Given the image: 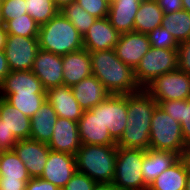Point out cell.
Masks as SVG:
<instances>
[{"mask_svg":"<svg viewBox=\"0 0 190 190\" xmlns=\"http://www.w3.org/2000/svg\"><path fill=\"white\" fill-rule=\"evenodd\" d=\"M158 103L145 90L127 94V123L117 147L149 149L150 124Z\"/></svg>","mask_w":190,"mask_h":190,"instance_id":"cell-1","label":"cell"},{"mask_svg":"<svg viewBox=\"0 0 190 190\" xmlns=\"http://www.w3.org/2000/svg\"><path fill=\"white\" fill-rule=\"evenodd\" d=\"M92 75H94L110 94L127 95L141 90L136 82L134 69L123 63L114 49L89 53Z\"/></svg>","mask_w":190,"mask_h":190,"instance_id":"cell-2","label":"cell"},{"mask_svg":"<svg viewBox=\"0 0 190 190\" xmlns=\"http://www.w3.org/2000/svg\"><path fill=\"white\" fill-rule=\"evenodd\" d=\"M39 48L56 55H66L84 48L83 37L60 12L39 26Z\"/></svg>","mask_w":190,"mask_h":190,"instance_id":"cell-3","label":"cell"},{"mask_svg":"<svg viewBox=\"0 0 190 190\" xmlns=\"http://www.w3.org/2000/svg\"><path fill=\"white\" fill-rule=\"evenodd\" d=\"M116 155V145L82 144L75 155L77 171L95 182H113Z\"/></svg>","mask_w":190,"mask_h":190,"instance_id":"cell-4","label":"cell"},{"mask_svg":"<svg viewBox=\"0 0 190 190\" xmlns=\"http://www.w3.org/2000/svg\"><path fill=\"white\" fill-rule=\"evenodd\" d=\"M186 147L181 124L157 105L151 118L149 149L182 156Z\"/></svg>","mask_w":190,"mask_h":190,"instance_id":"cell-5","label":"cell"},{"mask_svg":"<svg viewBox=\"0 0 190 190\" xmlns=\"http://www.w3.org/2000/svg\"><path fill=\"white\" fill-rule=\"evenodd\" d=\"M145 151L117 147L113 183L120 190H148L142 173Z\"/></svg>","mask_w":190,"mask_h":190,"instance_id":"cell-6","label":"cell"},{"mask_svg":"<svg viewBox=\"0 0 190 190\" xmlns=\"http://www.w3.org/2000/svg\"><path fill=\"white\" fill-rule=\"evenodd\" d=\"M30 118L0 97V152L11 151L19 140L29 139Z\"/></svg>","mask_w":190,"mask_h":190,"instance_id":"cell-7","label":"cell"},{"mask_svg":"<svg viewBox=\"0 0 190 190\" xmlns=\"http://www.w3.org/2000/svg\"><path fill=\"white\" fill-rule=\"evenodd\" d=\"M177 50L150 47L134 69L137 84L145 89L158 76L177 69Z\"/></svg>","mask_w":190,"mask_h":190,"instance_id":"cell-8","label":"cell"},{"mask_svg":"<svg viewBox=\"0 0 190 190\" xmlns=\"http://www.w3.org/2000/svg\"><path fill=\"white\" fill-rule=\"evenodd\" d=\"M145 90L159 103L190 99V75L178 69L158 76Z\"/></svg>","mask_w":190,"mask_h":190,"instance_id":"cell-9","label":"cell"},{"mask_svg":"<svg viewBox=\"0 0 190 190\" xmlns=\"http://www.w3.org/2000/svg\"><path fill=\"white\" fill-rule=\"evenodd\" d=\"M39 49L38 37L8 35L4 52L10 71L31 70Z\"/></svg>","mask_w":190,"mask_h":190,"instance_id":"cell-10","label":"cell"},{"mask_svg":"<svg viewBox=\"0 0 190 190\" xmlns=\"http://www.w3.org/2000/svg\"><path fill=\"white\" fill-rule=\"evenodd\" d=\"M99 119L117 143L127 123V95L111 94L99 104Z\"/></svg>","mask_w":190,"mask_h":190,"instance_id":"cell-11","label":"cell"},{"mask_svg":"<svg viewBox=\"0 0 190 190\" xmlns=\"http://www.w3.org/2000/svg\"><path fill=\"white\" fill-rule=\"evenodd\" d=\"M31 71L41 81L46 91L63 85V63L61 55L39 49Z\"/></svg>","mask_w":190,"mask_h":190,"instance_id":"cell-12","label":"cell"},{"mask_svg":"<svg viewBox=\"0 0 190 190\" xmlns=\"http://www.w3.org/2000/svg\"><path fill=\"white\" fill-rule=\"evenodd\" d=\"M13 150L25 164L30 177L40 178L51 150L48 145L31 138L22 139L17 142Z\"/></svg>","mask_w":190,"mask_h":190,"instance_id":"cell-13","label":"cell"},{"mask_svg":"<svg viewBox=\"0 0 190 190\" xmlns=\"http://www.w3.org/2000/svg\"><path fill=\"white\" fill-rule=\"evenodd\" d=\"M76 171V158L74 155L50 150L40 178L62 189Z\"/></svg>","mask_w":190,"mask_h":190,"instance_id":"cell-14","label":"cell"},{"mask_svg":"<svg viewBox=\"0 0 190 190\" xmlns=\"http://www.w3.org/2000/svg\"><path fill=\"white\" fill-rule=\"evenodd\" d=\"M77 124L81 144L116 145L108 128L99 119V105L85 110Z\"/></svg>","mask_w":190,"mask_h":190,"instance_id":"cell-15","label":"cell"},{"mask_svg":"<svg viewBox=\"0 0 190 190\" xmlns=\"http://www.w3.org/2000/svg\"><path fill=\"white\" fill-rule=\"evenodd\" d=\"M150 47L147 34L132 31L120 34L114 50L123 63L135 69Z\"/></svg>","mask_w":190,"mask_h":190,"instance_id":"cell-16","label":"cell"},{"mask_svg":"<svg viewBox=\"0 0 190 190\" xmlns=\"http://www.w3.org/2000/svg\"><path fill=\"white\" fill-rule=\"evenodd\" d=\"M120 33L110 24L107 17L97 18L83 36V46L90 53L114 49Z\"/></svg>","mask_w":190,"mask_h":190,"instance_id":"cell-17","label":"cell"},{"mask_svg":"<svg viewBox=\"0 0 190 190\" xmlns=\"http://www.w3.org/2000/svg\"><path fill=\"white\" fill-rule=\"evenodd\" d=\"M47 145L52 151L65 152L75 156L82 145L77 122L58 117Z\"/></svg>","mask_w":190,"mask_h":190,"instance_id":"cell-18","label":"cell"},{"mask_svg":"<svg viewBox=\"0 0 190 190\" xmlns=\"http://www.w3.org/2000/svg\"><path fill=\"white\" fill-rule=\"evenodd\" d=\"M46 100L52 105L58 117L78 122L84 112L75 99L71 87L66 85L48 89Z\"/></svg>","mask_w":190,"mask_h":190,"instance_id":"cell-19","label":"cell"},{"mask_svg":"<svg viewBox=\"0 0 190 190\" xmlns=\"http://www.w3.org/2000/svg\"><path fill=\"white\" fill-rule=\"evenodd\" d=\"M63 85L72 87L92 75L89 52L82 48L62 56Z\"/></svg>","mask_w":190,"mask_h":190,"instance_id":"cell-20","label":"cell"},{"mask_svg":"<svg viewBox=\"0 0 190 190\" xmlns=\"http://www.w3.org/2000/svg\"><path fill=\"white\" fill-rule=\"evenodd\" d=\"M12 93L46 94V90L31 70L10 71L0 84V97Z\"/></svg>","mask_w":190,"mask_h":190,"instance_id":"cell-21","label":"cell"},{"mask_svg":"<svg viewBox=\"0 0 190 190\" xmlns=\"http://www.w3.org/2000/svg\"><path fill=\"white\" fill-rule=\"evenodd\" d=\"M71 89L83 111L99 105L111 95L94 75L84 78Z\"/></svg>","mask_w":190,"mask_h":190,"instance_id":"cell-22","label":"cell"},{"mask_svg":"<svg viewBox=\"0 0 190 190\" xmlns=\"http://www.w3.org/2000/svg\"><path fill=\"white\" fill-rule=\"evenodd\" d=\"M141 0H113L107 18L120 34L134 31V20Z\"/></svg>","mask_w":190,"mask_h":190,"instance_id":"cell-23","label":"cell"},{"mask_svg":"<svg viewBox=\"0 0 190 190\" xmlns=\"http://www.w3.org/2000/svg\"><path fill=\"white\" fill-rule=\"evenodd\" d=\"M180 158L179 154L170 151L146 150L142 164L145 184L149 187L164 170L170 168Z\"/></svg>","mask_w":190,"mask_h":190,"instance_id":"cell-24","label":"cell"},{"mask_svg":"<svg viewBox=\"0 0 190 190\" xmlns=\"http://www.w3.org/2000/svg\"><path fill=\"white\" fill-rule=\"evenodd\" d=\"M58 115L52 105L46 100L36 114L30 118V138L48 143L52 137Z\"/></svg>","mask_w":190,"mask_h":190,"instance_id":"cell-25","label":"cell"},{"mask_svg":"<svg viewBox=\"0 0 190 190\" xmlns=\"http://www.w3.org/2000/svg\"><path fill=\"white\" fill-rule=\"evenodd\" d=\"M186 163L180 158L164 170L148 187V190H185L188 176Z\"/></svg>","mask_w":190,"mask_h":190,"instance_id":"cell-26","label":"cell"},{"mask_svg":"<svg viewBox=\"0 0 190 190\" xmlns=\"http://www.w3.org/2000/svg\"><path fill=\"white\" fill-rule=\"evenodd\" d=\"M164 13L156 0H141L134 20V31L148 34L161 26Z\"/></svg>","mask_w":190,"mask_h":190,"instance_id":"cell-27","label":"cell"},{"mask_svg":"<svg viewBox=\"0 0 190 190\" xmlns=\"http://www.w3.org/2000/svg\"><path fill=\"white\" fill-rule=\"evenodd\" d=\"M161 26L166 29L179 44L190 39V12L182 9L164 15Z\"/></svg>","mask_w":190,"mask_h":190,"instance_id":"cell-28","label":"cell"},{"mask_svg":"<svg viewBox=\"0 0 190 190\" xmlns=\"http://www.w3.org/2000/svg\"><path fill=\"white\" fill-rule=\"evenodd\" d=\"M158 105L174 120L181 124L182 135L187 146L190 145V99L161 101Z\"/></svg>","mask_w":190,"mask_h":190,"instance_id":"cell-29","label":"cell"},{"mask_svg":"<svg viewBox=\"0 0 190 190\" xmlns=\"http://www.w3.org/2000/svg\"><path fill=\"white\" fill-rule=\"evenodd\" d=\"M0 177L6 179L30 180L25 164L14 150L0 152Z\"/></svg>","mask_w":190,"mask_h":190,"instance_id":"cell-30","label":"cell"},{"mask_svg":"<svg viewBox=\"0 0 190 190\" xmlns=\"http://www.w3.org/2000/svg\"><path fill=\"white\" fill-rule=\"evenodd\" d=\"M13 107L29 118L33 117L46 101V94L12 93L5 98Z\"/></svg>","mask_w":190,"mask_h":190,"instance_id":"cell-31","label":"cell"},{"mask_svg":"<svg viewBox=\"0 0 190 190\" xmlns=\"http://www.w3.org/2000/svg\"><path fill=\"white\" fill-rule=\"evenodd\" d=\"M60 13L71 22L82 37L97 19L87 13L77 2L63 6Z\"/></svg>","mask_w":190,"mask_h":190,"instance_id":"cell-32","label":"cell"},{"mask_svg":"<svg viewBox=\"0 0 190 190\" xmlns=\"http://www.w3.org/2000/svg\"><path fill=\"white\" fill-rule=\"evenodd\" d=\"M25 9L39 26L47 23L60 12L53 0H26Z\"/></svg>","mask_w":190,"mask_h":190,"instance_id":"cell-33","label":"cell"},{"mask_svg":"<svg viewBox=\"0 0 190 190\" xmlns=\"http://www.w3.org/2000/svg\"><path fill=\"white\" fill-rule=\"evenodd\" d=\"M8 35L38 37L39 25L27 13L5 23Z\"/></svg>","mask_w":190,"mask_h":190,"instance_id":"cell-34","label":"cell"},{"mask_svg":"<svg viewBox=\"0 0 190 190\" xmlns=\"http://www.w3.org/2000/svg\"><path fill=\"white\" fill-rule=\"evenodd\" d=\"M147 35L150 41V45L154 48L169 50H177L178 48V43L176 42V40L162 26L155 28Z\"/></svg>","mask_w":190,"mask_h":190,"instance_id":"cell-35","label":"cell"},{"mask_svg":"<svg viewBox=\"0 0 190 190\" xmlns=\"http://www.w3.org/2000/svg\"><path fill=\"white\" fill-rule=\"evenodd\" d=\"M1 14L4 23L16 17L27 14L26 0H6L0 4Z\"/></svg>","mask_w":190,"mask_h":190,"instance_id":"cell-36","label":"cell"},{"mask_svg":"<svg viewBox=\"0 0 190 190\" xmlns=\"http://www.w3.org/2000/svg\"><path fill=\"white\" fill-rule=\"evenodd\" d=\"M76 2L90 15L96 18L108 16L110 2L107 0H76Z\"/></svg>","mask_w":190,"mask_h":190,"instance_id":"cell-37","label":"cell"},{"mask_svg":"<svg viewBox=\"0 0 190 190\" xmlns=\"http://www.w3.org/2000/svg\"><path fill=\"white\" fill-rule=\"evenodd\" d=\"M95 183L88 175L76 171L61 190H92Z\"/></svg>","mask_w":190,"mask_h":190,"instance_id":"cell-38","label":"cell"},{"mask_svg":"<svg viewBox=\"0 0 190 190\" xmlns=\"http://www.w3.org/2000/svg\"><path fill=\"white\" fill-rule=\"evenodd\" d=\"M177 69L190 75V39L178 44Z\"/></svg>","mask_w":190,"mask_h":190,"instance_id":"cell-39","label":"cell"},{"mask_svg":"<svg viewBox=\"0 0 190 190\" xmlns=\"http://www.w3.org/2000/svg\"><path fill=\"white\" fill-rule=\"evenodd\" d=\"M25 190H61L51 182L45 181L41 178H31L26 183Z\"/></svg>","mask_w":190,"mask_h":190,"instance_id":"cell-40","label":"cell"},{"mask_svg":"<svg viewBox=\"0 0 190 190\" xmlns=\"http://www.w3.org/2000/svg\"><path fill=\"white\" fill-rule=\"evenodd\" d=\"M29 180L6 179L0 177V190H25Z\"/></svg>","mask_w":190,"mask_h":190,"instance_id":"cell-41","label":"cell"},{"mask_svg":"<svg viewBox=\"0 0 190 190\" xmlns=\"http://www.w3.org/2000/svg\"><path fill=\"white\" fill-rule=\"evenodd\" d=\"M164 15L183 9L182 0H156Z\"/></svg>","mask_w":190,"mask_h":190,"instance_id":"cell-42","label":"cell"},{"mask_svg":"<svg viewBox=\"0 0 190 190\" xmlns=\"http://www.w3.org/2000/svg\"><path fill=\"white\" fill-rule=\"evenodd\" d=\"M10 69L5 56L4 50H0V84L3 82L5 77L9 74Z\"/></svg>","mask_w":190,"mask_h":190,"instance_id":"cell-43","label":"cell"},{"mask_svg":"<svg viewBox=\"0 0 190 190\" xmlns=\"http://www.w3.org/2000/svg\"><path fill=\"white\" fill-rule=\"evenodd\" d=\"M92 190H120L113 182H96Z\"/></svg>","mask_w":190,"mask_h":190,"instance_id":"cell-44","label":"cell"},{"mask_svg":"<svg viewBox=\"0 0 190 190\" xmlns=\"http://www.w3.org/2000/svg\"><path fill=\"white\" fill-rule=\"evenodd\" d=\"M8 33L5 27H0V50H4Z\"/></svg>","mask_w":190,"mask_h":190,"instance_id":"cell-45","label":"cell"},{"mask_svg":"<svg viewBox=\"0 0 190 190\" xmlns=\"http://www.w3.org/2000/svg\"><path fill=\"white\" fill-rule=\"evenodd\" d=\"M181 158L186 163L188 173H190V145L186 147V149L184 150Z\"/></svg>","mask_w":190,"mask_h":190,"instance_id":"cell-46","label":"cell"},{"mask_svg":"<svg viewBox=\"0 0 190 190\" xmlns=\"http://www.w3.org/2000/svg\"><path fill=\"white\" fill-rule=\"evenodd\" d=\"M55 5L61 9L63 6L67 4H71L72 2H76V0H53Z\"/></svg>","mask_w":190,"mask_h":190,"instance_id":"cell-47","label":"cell"},{"mask_svg":"<svg viewBox=\"0 0 190 190\" xmlns=\"http://www.w3.org/2000/svg\"><path fill=\"white\" fill-rule=\"evenodd\" d=\"M183 9L190 12V0H182Z\"/></svg>","mask_w":190,"mask_h":190,"instance_id":"cell-48","label":"cell"},{"mask_svg":"<svg viewBox=\"0 0 190 190\" xmlns=\"http://www.w3.org/2000/svg\"><path fill=\"white\" fill-rule=\"evenodd\" d=\"M185 190H190V173L187 176Z\"/></svg>","mask_w":190,"mask_h":190,"instance_id":"cell-49","label":"cell"},{"mask_svg":"<svg viewBox=\"0 0 190 190\" xmlns=\"http://www.w3.org/2000/svg\"><path fill=\"white\" fill-rule=\"evenodd\" d=\"M0 27H5V23L3 21L2 14H1V8H0Z\"/></svg>","mask_w":190,"mask_h":190,"instance_id":"cell-50","label":"cell"}]
</instances>
